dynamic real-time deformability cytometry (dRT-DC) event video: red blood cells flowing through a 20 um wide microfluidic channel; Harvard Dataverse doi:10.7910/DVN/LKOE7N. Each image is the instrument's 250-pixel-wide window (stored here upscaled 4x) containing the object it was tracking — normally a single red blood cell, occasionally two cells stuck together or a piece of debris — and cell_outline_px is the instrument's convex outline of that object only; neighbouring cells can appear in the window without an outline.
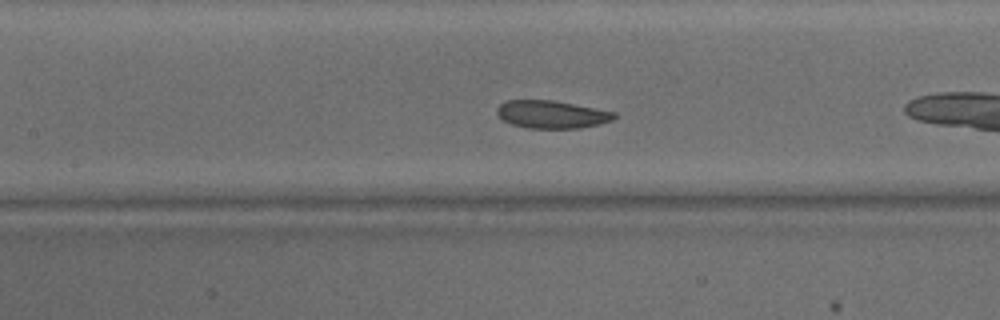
{"species": "common noctule bat (a hibernating species)", "species_latin": "Nyctalus noctula", "temperature_condition": "warm", "stored_images_in_passage": 20, "camera_frame_rate_fps": 3000, "um_per_image_px": 0.085, "animal": {"sex": "male", "body_mass_g": 15.6}, "frame": {"image": 1, "passage_image": 9, "time_ms": 2.667, "image_size_px": [1000, 320], "cell_outline_px": [[616, 116], [612, 120], [580, 128], [528, 128], [512, 124], [504, 120], [496, 112], [496, 108], [500, 104], [508, 100], [552, 100], [616, 112]], "centroid_in_image_um": [46.87, 9.72], "position_along_channel_um": 160.5, "area_um2": 18.73}}